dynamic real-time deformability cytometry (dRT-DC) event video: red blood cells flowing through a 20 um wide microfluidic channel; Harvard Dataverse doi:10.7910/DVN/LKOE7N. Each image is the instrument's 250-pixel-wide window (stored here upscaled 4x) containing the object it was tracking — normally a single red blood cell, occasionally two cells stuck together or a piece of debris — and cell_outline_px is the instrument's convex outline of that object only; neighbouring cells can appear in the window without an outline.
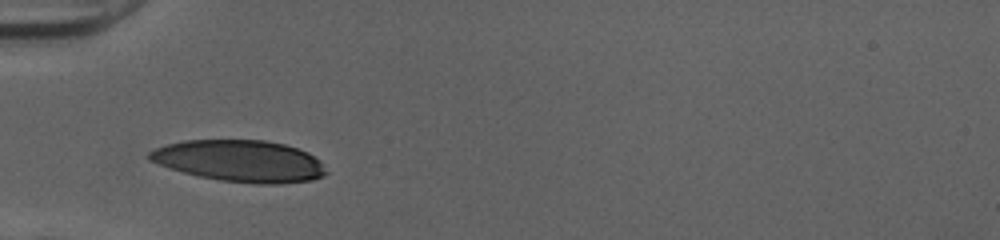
{"species": "human", "species_latin": "Homo sapiens", "temperature_condition": "cold", "stored_images_in_passage": 7, "camera_frame_rate_fps": 3000, "um_per_image_px": 0.085, "donor": {"sex": "female"}, "frame": {"image": 1, "passage_image": 1, "time_ms": 0.0, "image_size_px": [1000, 240], "cell_outline_px": [[328, 172], [324, 176], [312, 180], [272, 184], [256, 184], [220, 180], [200, 176], [184, 172], [148, 160], [148, 152], [156, 148], [168, 144], [184, 140], [264, 140], [284, 144], [308, 152], [320, 160]], "centroid_in_image_um": [20.43, 13.68], "position_along_channel_um": 64.6, "area_um2": 42.71}}
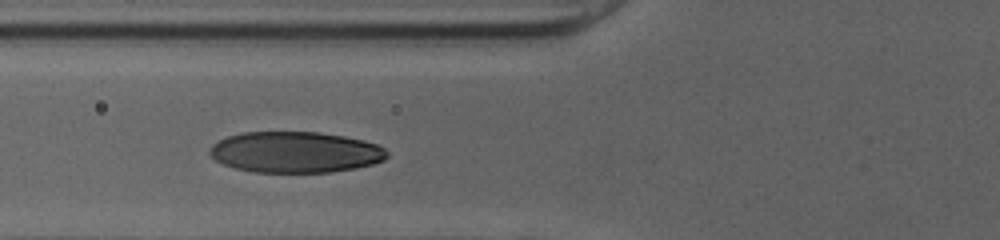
{"frame": {"image": 2, "passage_image": 4, "time_ms": 1.0, "image_size_px": [1000, 240], "cell_outline_px": [[388, 156], [384, 160], [372, 164], [356, 168], [332, 172], [252, 172], [236, 168], [224, 164], [216, 160], [208, 152], [212, 144], [228, 136], [240, 132], [320, 132], [344, 136], [364, 140], [376, 144], [384, 148], [388, 152]], "centroid_in_image_um": [25.12, 12.93], "position_along_channel_um": 100.7, "area_um2": 42.48}}
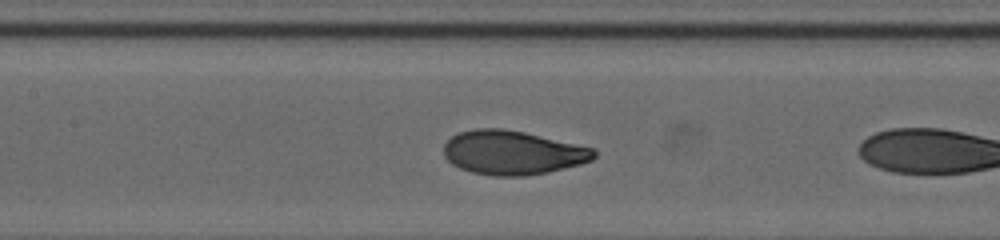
{"frame": {"image": 3, "passage_image": 6, "time_ms": 1.667, "image_size_px": [1000, 240], "cell_outline_px": [[596, 156], [592, 160], [580, 164], [548, 172], [524, 176], [492, 176], [472, 172], [460, 168], [452, 164], [444, 156], [444, 144], [452, 136], [460, 132], [476, 128], [504, 128], [524, 132], [596, 148]], "centroid_in_image_um": [43.58, 12.97], "position_along_channel_um": 163.8, "area_um2": 38.67}}